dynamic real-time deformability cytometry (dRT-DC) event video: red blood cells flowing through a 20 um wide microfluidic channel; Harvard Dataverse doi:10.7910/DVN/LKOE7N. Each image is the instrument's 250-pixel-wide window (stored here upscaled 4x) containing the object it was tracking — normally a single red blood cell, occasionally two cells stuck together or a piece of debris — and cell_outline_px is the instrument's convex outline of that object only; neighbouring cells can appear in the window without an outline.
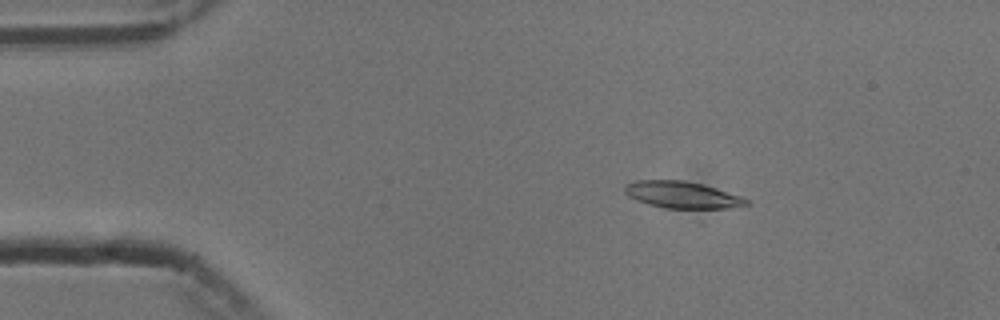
{"species": "common noctule bat (a hibernating species)", "species_latin": "Nyctalus noctula", "temperature_condition": "cold", "stored_images_in_passage": 4, "camera_frame_rate_fps": 3000, "um_per_image_px": 0.085, "animal": {"sex": "male", "body_mass_g": 13.3}, "frame": {"image": 1, "passage_image": 2, "time_ms": 2.0, "image_size_px": [1000, 320], "cell_outline_px": [[752, 204], [740, 208], [664, 208], [648, 204], [636, 200], [628, 196], [624, 192], [624, 184], [636, 180], [684, 180], [704, 184], [740, 196], [748, 200]], "centroid_in_image_um": [58.0, 16.56], "position_along_channel_um": 27.0, "area_um2": 19.25}}